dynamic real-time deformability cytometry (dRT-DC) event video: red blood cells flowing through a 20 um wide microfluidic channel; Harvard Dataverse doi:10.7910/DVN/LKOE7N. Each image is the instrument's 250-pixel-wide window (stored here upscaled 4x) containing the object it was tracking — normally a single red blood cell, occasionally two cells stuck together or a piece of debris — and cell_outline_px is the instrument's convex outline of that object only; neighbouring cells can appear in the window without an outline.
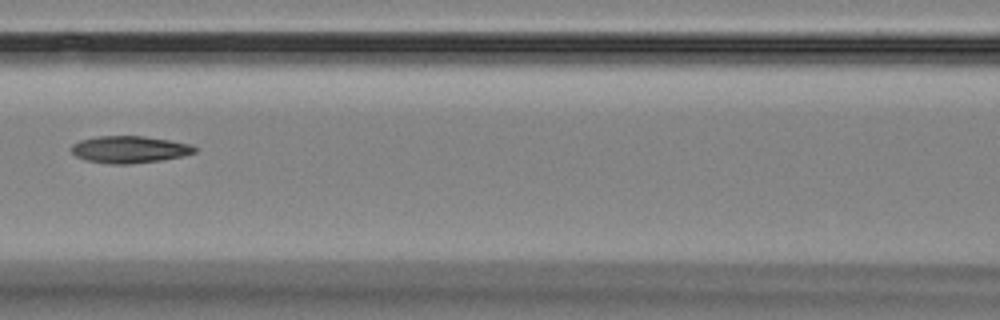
{"species": "Egyptian fruit bat (a non-hibernating species)", "species_latin": "Rousettus aegyptiacus", "temperature_condition": "room temperature", "stored_images_in_passage": 4, "camera_frame_rate_fps": 3000, "um_per_image_px": 0.085, "animal": {"sex": "female"}, "frame": {"image": 1, "passage_image": 4, "time_ms": 4.333, "image_size_px": [1000, 320], "cell_outline_px": [[196, 152], [184, 156], [160, 160], [128, 164], [112, 164], [84, 160], [76, 156], [72, 152], [72, 144], [80, 140], [96, 136], [144, 136], [192, 144], [196, 148]], "centroid_in_image_um": [11.0, 12.7], "position_along_channel_um": 155.6, "area_um2": 19.42}}